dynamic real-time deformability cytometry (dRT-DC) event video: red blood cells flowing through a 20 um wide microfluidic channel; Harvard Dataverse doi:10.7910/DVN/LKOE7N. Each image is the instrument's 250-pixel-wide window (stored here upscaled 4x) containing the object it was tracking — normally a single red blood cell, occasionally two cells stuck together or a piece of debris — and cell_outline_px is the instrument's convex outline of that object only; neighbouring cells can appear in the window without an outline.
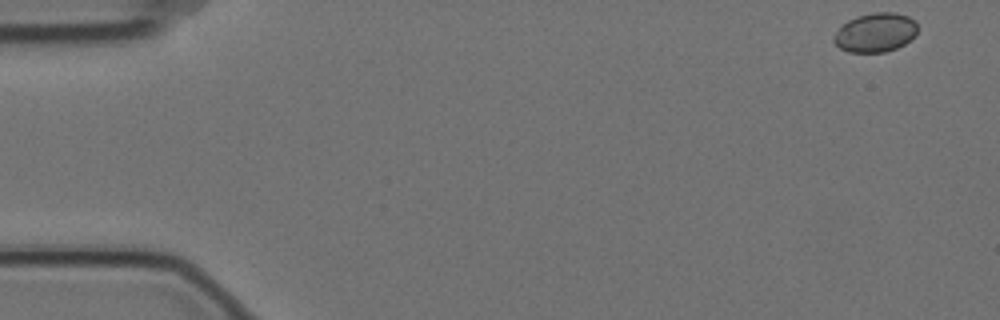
{"species": "Egyptian fruit bat (a non-hibernating species)", "species_latin": "Rousettus aegyptiacus", "temperature_condition": "cold", "stored_images_in_passage": 5, "camera_frame_rate_fps": 3000, "um_per_image_px": 0.085, "animal": {"sex": "female"}, "frame": {"image": 1, "passage_image": 1, "time_ms": 0.0, "image_size_px": [1000, 320], "cell_outline_px": [[916, 32], [904, 44], [896, 48], [884, 52], [848, 52], [840, 48], [832, 40], [832, 36], [848, 20], [856, 16], [872, 12], [896, 12], [908, 16], [916, 20]], "centroid_in_image_um": [74.39, 2.75], "position_along_channel_um": 10.6, "area_um2": 19.02}}
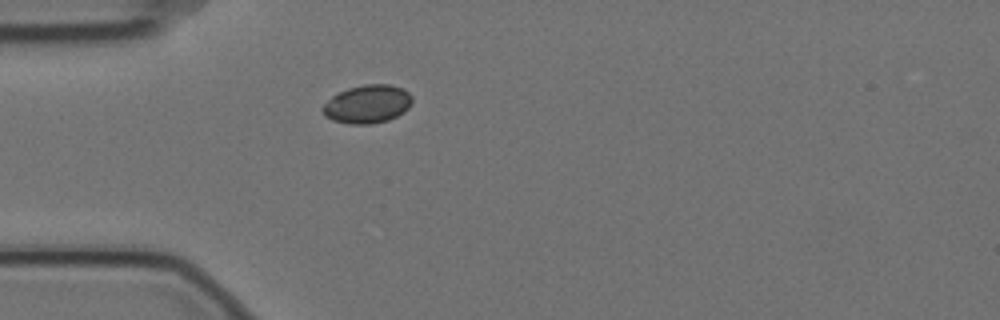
{"frame": {"image": 2, "passage_image": 5, "time_ms": 1.333, "image_size_px": [1000, 320], "cell_outline_px": [[412, 104], [404, 112], [388, 120], [368, 124], [352, 124], [332, 120], [324, 116], [320, 108], [332, 96], [348, 88], [364, 84], [388, 84], [400, 88], [408, 92], [412, 96]], "centroid_in_image_um": [31.21, 8.85], "position_along_channel_um": 53.8, "area_um2": 19.94}}